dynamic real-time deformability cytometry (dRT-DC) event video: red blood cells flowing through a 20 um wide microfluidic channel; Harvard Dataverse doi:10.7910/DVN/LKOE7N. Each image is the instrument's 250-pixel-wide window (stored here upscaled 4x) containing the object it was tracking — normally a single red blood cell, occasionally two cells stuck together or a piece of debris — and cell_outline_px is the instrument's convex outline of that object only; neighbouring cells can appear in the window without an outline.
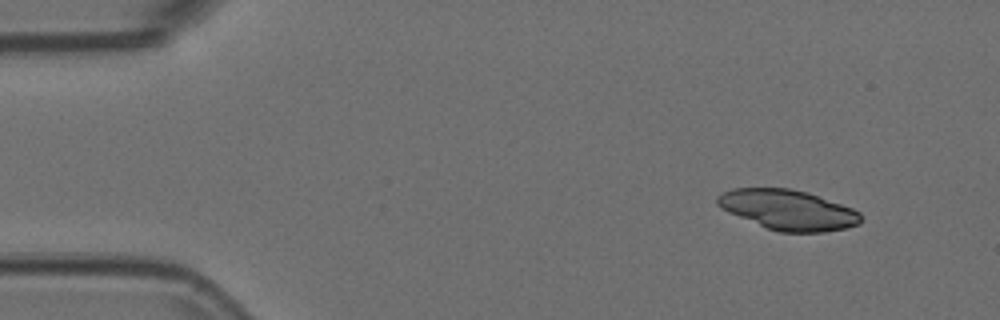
{"species": "Egyptian fruit bat (a non-hibernating species)", "species_latin": "Rousettus aegyptiacus", "temperature_condition": "room temperature", "stored_images_in_passage": 4, "camera_frame_rate_fps": 3000, "um_per_image_px": 0.085, "animal": {"sex": "female"}, "frame": {"image": 1, "passage_image": 1, "time_ms": 0.0, "image_size_px": [1000, 320], "cell_outline_px": [[860, 224], [844, 228], [824, 232], [780, 232], [768, 228], [728, 212], [720, 208], [716, 204], [716, 196], [732, 188], [788, 188], [808, 192], [852, 208], [860, 212]], "centroid_in_image_um": [66.96, 17.83], "position_along_channel_um": 18.0, "area_um2": 33.29}}